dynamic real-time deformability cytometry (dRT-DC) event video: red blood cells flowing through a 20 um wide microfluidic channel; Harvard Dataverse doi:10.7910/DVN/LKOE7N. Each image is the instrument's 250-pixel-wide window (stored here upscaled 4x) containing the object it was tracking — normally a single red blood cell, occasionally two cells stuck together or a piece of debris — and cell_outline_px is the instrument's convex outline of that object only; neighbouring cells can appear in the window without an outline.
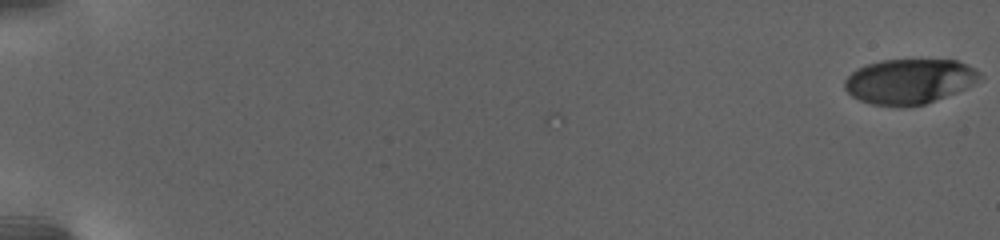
{"species": "human", "species_latin": "Homo sapiens", "temperature_condition": "warm", "stored_images_in_passage": 49, "camera_frame_rate_fps": 3000, "um_per_image_px": 0.085, "donor": {"sex": "female"}, "frame": {"image": 1, "passage_image": 1, "time_ms": 0.0, "image_size_px": [1000, 240], "cell_outline_px": [[984, 76], [972, 84], [956, 92], [924, 104], [872, 104], [860, 100], [852, 96], [844, 88], [844, 80], [856, 68], [880, 60], [956, 60], [980, 72]], "centroid_in_image_um": [77.27, 6.88], "position_along_channel_um": 7.7, "area_um2": 34.62}}
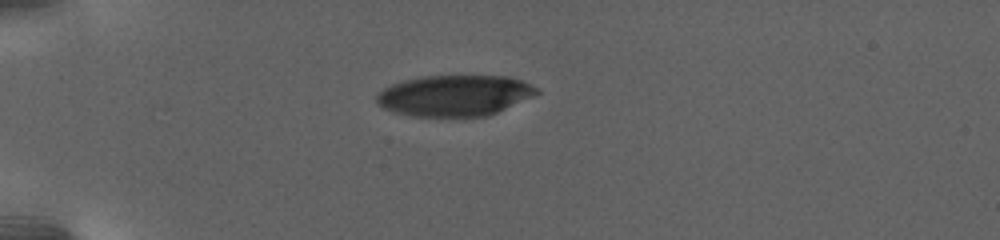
{"frame": {"image": 2, "passage_image": 41, "time_ms": 7.667, "image_size_px": [1000, 240], "cell_outline_px": [[540, 92], [532, 96], [488, 116], [412, 116], [396, 112], [384, 108], [376, 104], [376, 92], [392, 84], [404, 80], [424, 76], [508, 76], [520, 80], [540, 88]], "centroid_in_image_um": [38.62, 8.11], "position_along_channel_um": 46.4, "area_um2": 38.09}}